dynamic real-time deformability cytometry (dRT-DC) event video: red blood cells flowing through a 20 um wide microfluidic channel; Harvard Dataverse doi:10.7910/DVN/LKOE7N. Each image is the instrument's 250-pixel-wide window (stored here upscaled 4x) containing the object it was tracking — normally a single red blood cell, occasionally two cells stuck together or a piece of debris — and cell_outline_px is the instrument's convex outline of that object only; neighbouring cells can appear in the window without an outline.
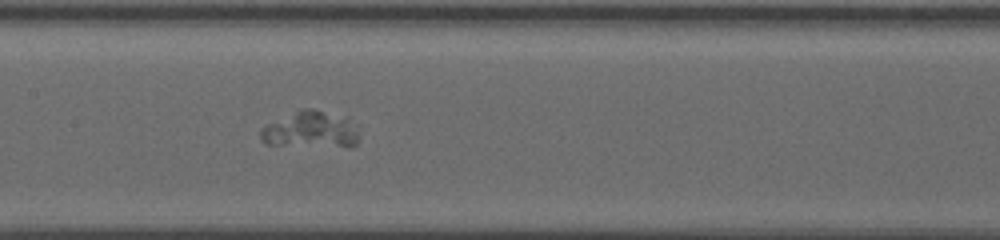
{"species": "human", "species_latin": "Homo sapiens", "temperature_condition": "warm", "stored_images_in_passage": 35, "camera_frame_rate_fps": 3000, "um_per_image_px": 0.085, "donor": {"sex": "female"}, "frame": {"image": 1, "passage_image": 14, "time_ms": 11.0, "image_size_px": [1000, 240], "cell_outline_px": [[356, 144], [264, 144], [260, 140], [260, 132], [268, 124], [300, 108], [312, 108], [348, 116], [356, 132]], "centroid_in_image_um": [26.34, 10.95], "position_along_channel_um": 181.1, "area_um2": 19.94}}
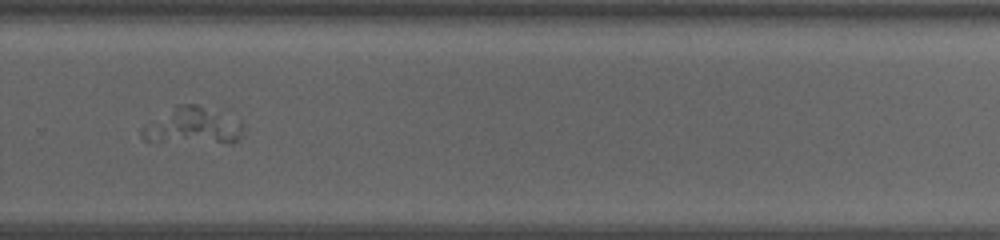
{"frame": {"image": 2, "passage_image": 23, "time_ms": 15.0, "image_size_px": [1000, 240], "cell_outline_px": [[244, 132], [232, 144], [228, 144], [144, 140], [140, 136], [140, 128], [144, 124], [176, 104], [196, 104], [244, 124]], "centroid_in_image_um": [16.33, 10.73], "position_along_channel_um": 313.5, "area_um2": 21.73}}
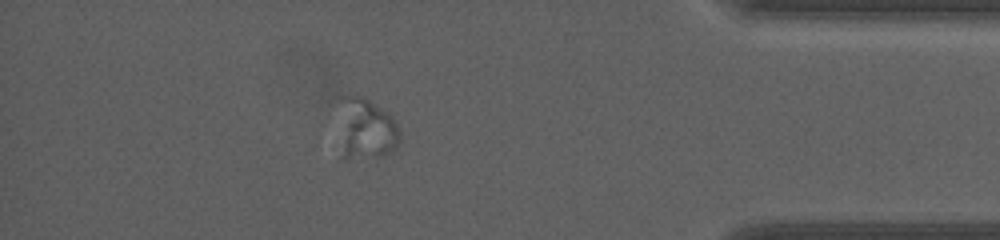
{"frame": {"image": 3, "passage_image": 31, "time_ms": 18.667, "image_size_px": [1000, 240], "cell_outline_px": [[400, 144], [396, 148], [380, 156], [340, 156], [336, 96], [352, 96], [368, 100], [392, 116], [400, 132]], "centroid_in_image_um": [31.02, 10.91], "position_along_channel_um": 404.2, "area_um2": 22.2}}